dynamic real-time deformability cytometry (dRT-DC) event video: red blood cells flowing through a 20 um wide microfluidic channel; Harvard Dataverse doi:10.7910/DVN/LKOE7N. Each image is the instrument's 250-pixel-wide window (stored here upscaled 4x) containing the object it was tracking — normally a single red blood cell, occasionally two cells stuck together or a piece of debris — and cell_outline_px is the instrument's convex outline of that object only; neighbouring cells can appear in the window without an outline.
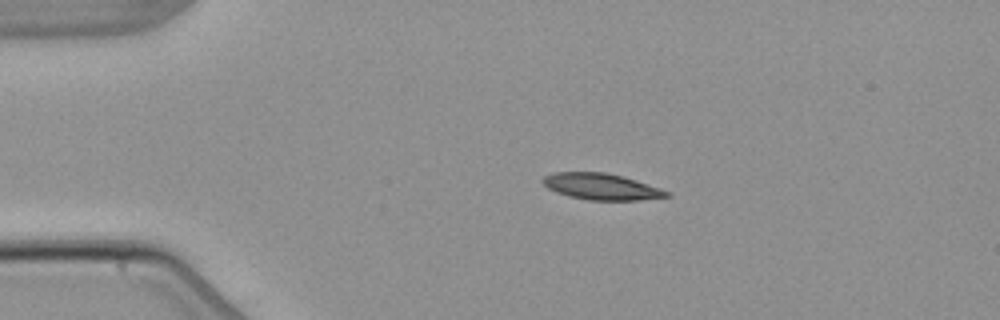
{"species": "common noctule bat (a hibernating species)", "species_latin": "Nyctalus noctula", "temperature_condition": "warm", "stored_images_in_passage": 5, "camera_frame_rate_fps": 3000, "um_per_image_px": 0.085, "animal": {"sex": "male", "body_mass_g": 21.5, "forearm_length_mm": 52.0}, "frame": {"image": 1, "passage_image": 3, "time_ms": 2.333, "image_size_px": [1000, 320], "cell_outline_px": [[672, 196], [640, 200], [588, 200], [568, 196], [556, 192], [548, 188], [540, 180], [544, 176], [552, 172], [604, 172], [636, 180], [672, 192]], "centroid_in_image_um": [51.12, 15.86], "position_along_channel_um": 33.9, "area_um2": 19.07}}
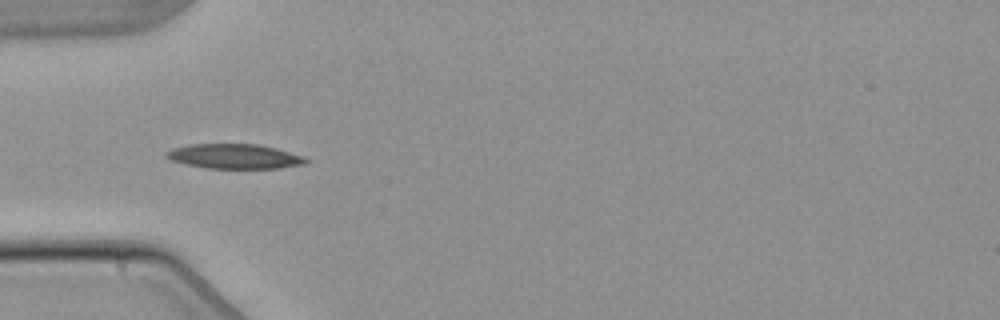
{"frame": {"image": 2, "passage_image": 4, "time_ms": 4.333, "image_size_px": [1000, 320], "cell_outline_px": [[308, 160], [304, 164], [276, 168], [208, 168], [188, 164], [172, 160], [164, 156], [164, 152], [172, 148], [192, 144], [260, 144], [276, 148], [304, 156]], "centroid_in_image_um": [19.92, 13.28], "position_along_channel_um": 65.1, "area_um2": 19.94}}